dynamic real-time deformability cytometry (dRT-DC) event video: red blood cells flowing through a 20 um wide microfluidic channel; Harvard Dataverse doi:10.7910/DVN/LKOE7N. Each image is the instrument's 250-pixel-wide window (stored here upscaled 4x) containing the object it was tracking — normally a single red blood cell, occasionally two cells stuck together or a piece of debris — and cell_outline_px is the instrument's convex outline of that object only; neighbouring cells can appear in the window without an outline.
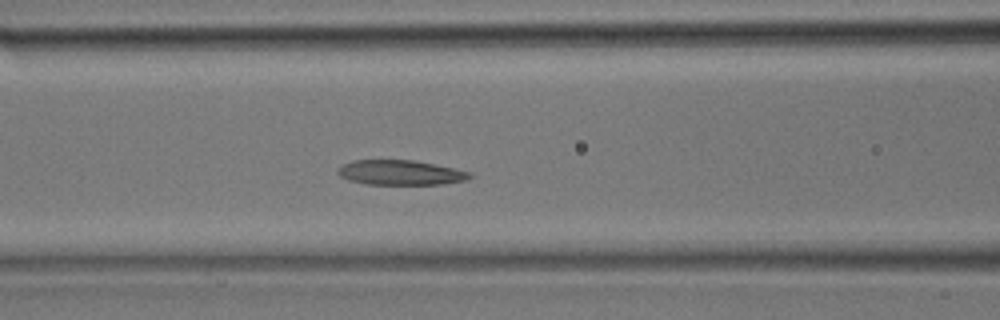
{"species": "common noctule bat (a hibernating species)", "species_latin": "Nyctalus noctula", "temperature_condition": "room temperature", "stored_images_in_passage": 20, "camera_frame_rate_fps": 3000, "um_per_image_px": 0.085, "animal": {"sex": "male", "body_mass_g": 17.9}, "frame": {"image": 1, "passage_image": 12, "time_ms": 3.667, "image_size_px": [1000, 320], "cell_outline_px": [[472, 176], [468, 180], [444, 184], [368, 184], [348, 180], [340, 176], [336, 172], [344, 164], [352, 160], [412, 160], [472, 172]], "centroid_in_image_um": [34.05, 14.67], "position_along_channel_um": 132.6, "area_um2": 18.96}}
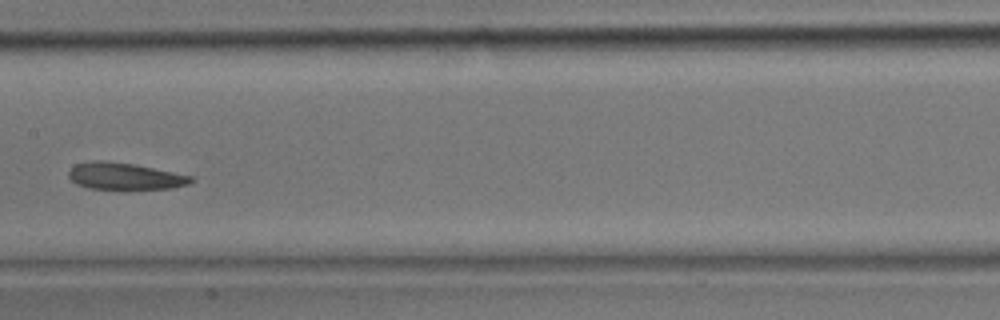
{"frame": {"image": 2, "passage_image": 15, "time_ms": 4.667, "image_size_px": [1000, 320], "cell_outline_px": [[196, 180], [188, 184], [172, 188], [124, 192], [88, 188], [76, 184], [68, 176], [68, 172], [76, 164], [92, 160], [104, 160], [136, 164], [192, 176]], "centroid_in_image_um": [10.62, 15.02], "position_along_channel_um": 196.8, "area_um2": 20.17}}
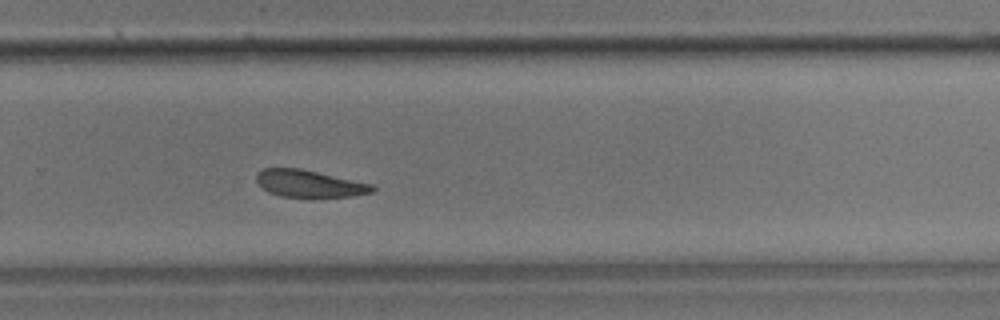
{"frame": {"image": 3, "passage_image": 20, "time_ms": 6.333, "image_size_px": [1000, 320], "cell_outline_px": [[376, 188], [372, 192], [352, 196], [312, 200], [280, 196], [268, 192], [256, 184], [256, 172], [264, 168], [300, 168], [372, 184]], "centroid_in_image_um": [26.25, 15.65], "position_along_channel_um": 303.5, "area_um2": 19.19}}